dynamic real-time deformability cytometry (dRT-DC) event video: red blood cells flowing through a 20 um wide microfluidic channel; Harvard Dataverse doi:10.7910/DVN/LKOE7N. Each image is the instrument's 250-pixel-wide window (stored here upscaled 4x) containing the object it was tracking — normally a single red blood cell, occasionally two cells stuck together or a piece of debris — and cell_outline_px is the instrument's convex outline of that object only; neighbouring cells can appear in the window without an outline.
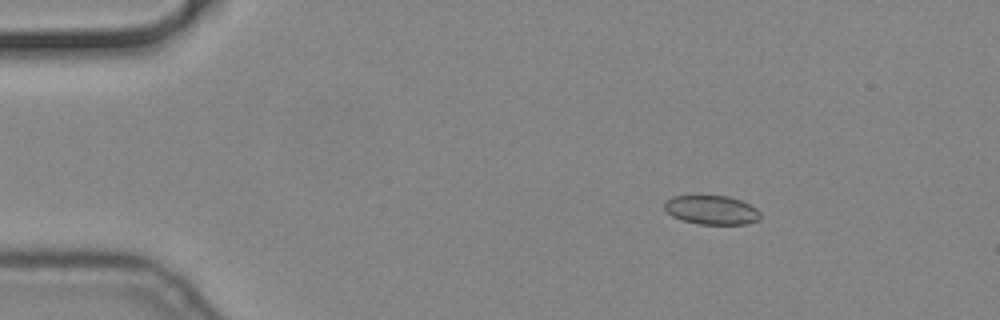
{"species": "common noctule bat (a hibernating species)", "species_latin": "Nyctalus noctula", "temperature_condition": "cold", "stored_images_in_passage": 52, "camera_frame_rate_fps": 3000, "um_per_image_px": 0.085, "animal": {"sex": "male", "body_mass_g": 19.2, "forearm_length_mm": 51.8}, "frame": {"image": 1, "passage_image": 4, "time_ms": 1.0, "image_size_px": [1000, 320], "cell_outline_px": [[760, 220], [748, 224], [696, 224], [680, 220], [672, 216], [664, 208], [664, 200], [672, 196], [728, 196], [740, 200], [756, 208], [760, 212]], "centroid_in_image_um": [60.47, 17.86], "position_along_channel_um": 24.5, "area_um2": 16.36}}
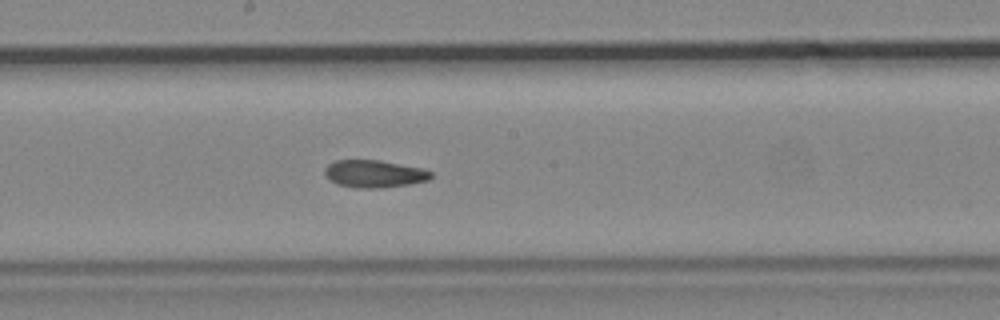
{"frame": {"image": 2, "passage_image": 26, "time_ms": 8.333, "image_size_px": [1000, 320], "cell_outline_px": [[432, 176], [428, 180], [408, 184], [380, 188], [360, 188], [340, 184], [332, 180], [324, 172], [324, 168], [328, 164], [336, 160], [380, 160], [424, 168], [432, 172]], "centroid_in_image_um": [31.85, 14.75], "position_along_channel_um": 216.3, "area_um2": 16.82}}
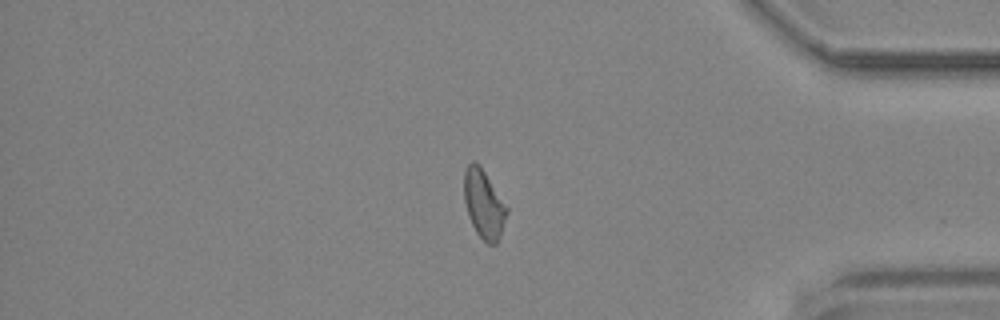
{"frame": {"image": 3, "passage_image": 43, "time_ms": 14.0, "image_size_px": [1000, 320], "cell_outline_px": [[508, 212], [500, 236], [496, 244], [488, 244], [476, 232], [468, 216], [464, 200], [464, 172], [468, 164], [472, 160], [476, 160], [480, 164], [508, 208]], "centroid_in_image_um": [41.12, 17.31], "position_along_channel_um": 394.1, "area_um2": 17.11}}